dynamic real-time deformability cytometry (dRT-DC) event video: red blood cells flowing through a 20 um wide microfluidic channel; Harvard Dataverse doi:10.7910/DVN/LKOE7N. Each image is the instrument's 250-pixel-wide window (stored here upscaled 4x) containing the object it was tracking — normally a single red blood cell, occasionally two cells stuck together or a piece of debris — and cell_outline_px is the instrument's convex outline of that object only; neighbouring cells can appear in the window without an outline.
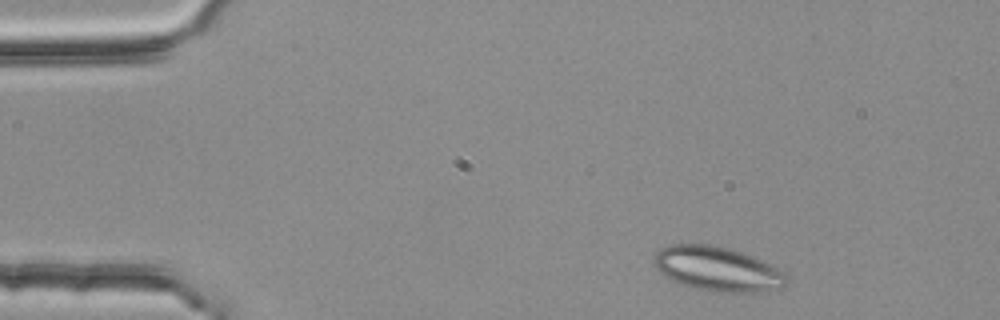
{"species": "common noctule bat (a hibernating species)", "species_latin": "Nyctalus noctula", "temperature_condition": "room temperature", "stored_images_in_passage": 3, "camera_frame_rate_fps": 3000, "um_per_image_px": 0.085, "animal": {"sex": "female", "body_mass_g": 25.1}, "frame": {"image": 1, "passage_image": 1, "time_ms": 0.0, "image_size_px": [1000, 320], "cell_outline_px": [[788, 284], [780, 288], [760, 292], [720, 292], [692, 288], [680, 284], [664, 276], [656, 268], [652, 260], [652, 256], [660, 248], [672, 244], [712, 244], [744, 252], [764, 260], [772, 264], [784, 272], [788, 276]], "centroid_in_image_um": [61.0, 22.85], "position_along_channel_um": 24.0, "area_um2": 34.97}}